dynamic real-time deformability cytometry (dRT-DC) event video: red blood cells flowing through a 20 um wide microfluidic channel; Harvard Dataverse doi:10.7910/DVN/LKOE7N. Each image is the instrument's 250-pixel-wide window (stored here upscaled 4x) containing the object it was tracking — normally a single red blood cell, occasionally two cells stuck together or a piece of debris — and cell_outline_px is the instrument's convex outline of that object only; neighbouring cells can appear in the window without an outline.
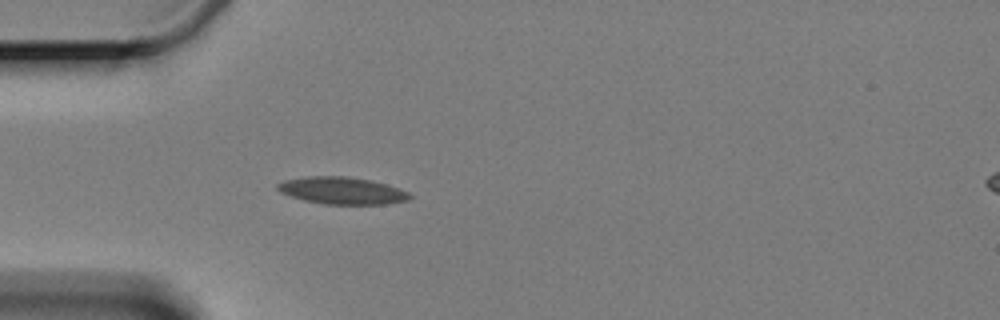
{"species": "Egyptian fruit bat (a non-hibernating species)", "species_latin": "Rousettus aegyptiacus", "temperature_condition": "cold", "stored_images_in_passage": 4, "camera_frame_rate_fps": 3000, "um_per_image_px": 0.085, "animal": {"sex": "female"}, "frame": {"image": 1, "passage_image": 4, "time_ms": 4.333, "image_size_px": [1000, 320], "cell_outline_px": [[412, 196], [408, 200], [388, 204], [324, 204], [304, 200], [280, 192], [276, 188], [276, 184], [284, 180], [308, 176], [348, 176], [368, 180], [384, 184], [408, 192]], "centroid_in_image_um": [29.04, 16.2], "position_along_channel_um": 56.0, "area_um2": 20.69}}